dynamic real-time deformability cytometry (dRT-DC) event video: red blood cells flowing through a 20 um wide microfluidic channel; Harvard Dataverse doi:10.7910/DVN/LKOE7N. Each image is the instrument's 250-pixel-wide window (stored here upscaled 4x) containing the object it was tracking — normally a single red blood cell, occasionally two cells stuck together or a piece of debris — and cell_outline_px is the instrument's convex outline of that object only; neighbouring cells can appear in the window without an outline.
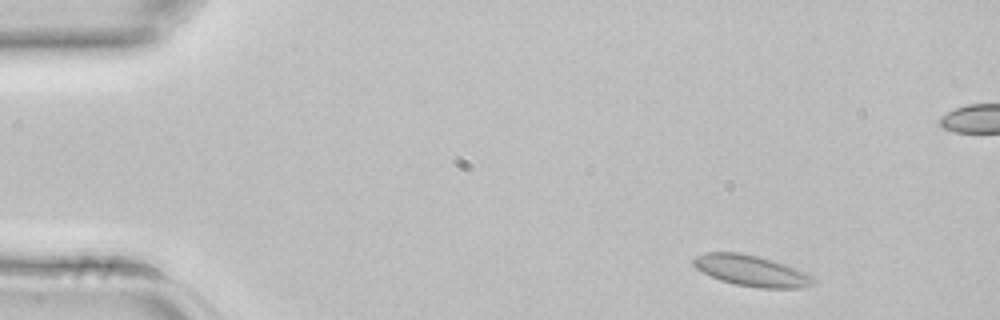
{"species": "common noctule bat (a hibernating species)", "species_latin": "Nyctalus noctula", "temperature_condition": "room temperature", "stored_images_in_passage": 4, "camera_frame_rate_fps": 3000, "um_per_image_px": 0.085, "animal": {"sex": "female", "body_mass_g": 22.7, "forearm_length_mm": 54.2}, "frame": {"image": 1, "passage_image": 4, "time_ms": 1.0, "image_size_px": [1000, 320], "cell_outline_px": [[816, 280], [812, 284], [804, 288], [760, 288], [736, 284], [720, 280], [696, 268], [692, 264], [692, 260], [696, 256], [704, 252], [740, 252], [760, 256], [784, 264], [804, 272], [812, 276]], "centroid_in_image_um": [63.85, 23.0], "position_along_channel_um": 21.1, "area_um2": 21.56}}